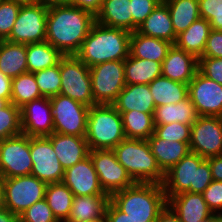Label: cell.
<instances>
[{
    "label": "cell",
    "instance_id": "obj_41",
    "mask_svg": "<svg viewBox=\"0 0 222 222\" xmlns=\"http://www.w3.org/2000/svg\"><path fill=\"white\" fill-rule=\"evenodd\" d=\"M20 8L21 4L12 0L0 3V41L9 37Z\"/></svg>",
    "mask_w": 222,
    "mask_h": 222
},
{
    "label": "cell",
    "instance_id": "obj_49",
    "mask_svg": "<svg viewBox=\"0 0 222 222\" xmlns=\"http://www.w3.org/2000/svg\"><path fill=\"white\" fill-rule=\"evenodd\" d=\"M107 222H135L128 217V214L120 211L111 201L109 202L106 210Z\"/></svg>",
    "mask_w": 222,
    "mask_h": 222
},
{
    "label": "cell",
    "instance_id": "obj_21",
    "mask_svg": "<svg viewBox=\"0 0 222 222\" xmlns=\"http://www.w3.org/2000/svg\"><path fill=\"white\" fill-rule=\"evenodd\" d=\"M62 167L66 170L89 156V147L85 137L59 134L54 132L47 137Z\"/></svg>",
    "mask_w": 222,
    "mask_h": 222
},
{
    "label": "cell",
    "instance_id": "obj_2",
    "mask_svg": "<svg viewBox=\"0 0 222 222\" xmlns=\"http://www.w3.org/2000/svg\"><path fill=\"white\" fill-rule=\"evenodd\" d=\"M130 36L129 31L95 22L75 56L88 67L125 60L129 56Z\"/></svg>",
    "mask_w": 222,
    "mask_h": 222
},
{
    "label": "cell",
    "instance_id": "obj_60",
    "mask_svg": "<svg viewBox=\"0 0 222 222\" xmlns=\"http://www.w3.org/2000/svg\"><path fill=\"white\" fill-rule=\"evenodd\" d=\"M153 1L156 2L158 5H165L168 0H153Z\"/></svg>",
    "mask_w": 222,
    "mask_h": 222
},
{
    "label": "cell",
    "instance_id": "obj_59",
    "mask_svg": "<svg viewBox=\"0 0 222 222\" xmlns=\"http://www.w3.org/2000/svg\"><path fill=\"white\" fill-rule=\"evenodd\" d=\"M86 222H107L106 215Z\"/></svg>",
    "mask_w": 222,
    "mask_h": 222
},
{
    "label": "cell",
    "instance_id": "obj_24",
    "mask_svg": "<svg viewBox=\"0 0 222 222\" xmlns=\"http://www.w3.org/2000/svg\"><path fill=\"white\" fill-rule=\"evenodd\" d=\"M147 141L153 156L164 173L191 152L189 143L165 141L154 133Z\"/></svg>",
    "mask_w": 222,
    "mask_h": 222
},
{
    "label": "cell",
    "instance_id": "obj_48",
    "mask_svg": "<svg viewBox=\"0 0 222 222\" xmlns=\"http://www.w3.org/2000/svg\"><path fill=\"white\" fill-rule=\"evenodd\" d=\"M103 0H67V4L87 10L96 15L102 6Z\"/></svg>",
    "mask_w": 222,
    "mask_h": 222
},
{
    "label": "cell",
    "instance_id": "obj_42",
    "mask_svg": "<svg viewBox=\"0 0 222 222\" xmlns=\"http://www.w3.org/2000/svg\"><path fill=\"white\" fill-rule=\"evenodd\" d=\"M19 222H59L47 204L45 198L34 203L20 216Z\"/></svg>",
    "mask_w": 222,
    "mask_h": 222
},
{
    "label": "cell",
    "instance_id": "obj_56",
    "mask_svg": "<svg viewBox=\"0 0 222 222\" xmlns=\"http://www.w3.org/2000/svg\"><path fill=\"white\" fill-rule=\"evenodd\" d=\"M15 1L16 3H19L21 5H28V4H37L38 0H12Z\"/></svg>",
    "mask_w": 222,
    "mask_h": 222
},
{
    "label": "cell",
    "instance_id": "obj_18",
    "mask_svg": "<svg viewBox=\"0 0 222 222\" xmlns=\"http://www.w3.org/2000/svg\"><path fill=\"white\" fill-rule=\"evenodd\" d=\"M62 182L72 191L74 196L107 194L100 185L90 156L67 168Z\"/></svg>",
    "mask_w": 222,
    "mask_h": 222
},
{
    "label": "cell",
    "instance_id": "obj_27",
    "mask_svg": "<svg viewBox=\"0 0 222 222\" xmlns=\"http://www.w3.org/2000/svg\"><path fill=\"white\" fill-rule=\"evenodd\" d=\"M110 195L74 196L66 222H86L106 215Z\"/></svg>",
    "mask_w": 222,
    "mask_h": 222
},
{
    "label": "cell",
    "instance_id": "obj_28",
    "mask_svg": "<svg viewBox=\"0 0 222 222\" xmlns=\"http://www.w3.org/2000/svg\"><path fill=\"white\" fill-rule=\"evenodd\" d=\"M211 30L210 23L206 19L200 17L185 31L177 35L174 45L199 59L203 55L206 41Z\"/></svg>",
    "mask_w": 222,
    "mask_h": 222
},
{
    "label": "cell",
    "instance_id": "obj_1",
    "mask_svg": "<svg viewBox=\"0 0 222 222\" xmlns=\"http://www.w3.org/2000/svg\"><path fill=\"white\" fill-rule=\"evenodd\" d=\"M96 17L69 4L48 6L46 41L62 55H75L89 34Z\"/></svg>",
    "mask_w": 222,
    "mask_h": 222
},
{
    "label": "cell",
    "instance_id": "obj_9",
    "mask_svg": "<svg viewBox=\"0 0 222 222\" xmlns=\"http://www.w3.org/2000/svg\"><path fill=\"white\" fill-rule=\"evenodd\" d=\"M46 186L45 182L32 175L6 178L3 206L20 216L34 203L45 198Z\"/></svg>",
    "mask_w": 222,
    "mask_h": 222
},
{
    "label": "cell",
    "instance_id": "obj_16",
    "mask_svg": "<svg viewBox=\"0 0 222 222\" xmlns=\"http://www.w3.org/2000/svg\"><path fill=\"white\" fill-rule=\"evenodd\" d=\"M188 97L198 116L222 117V84L197 71L188 84Z\"/></svg>",
    "mask_w": 222,
    "mask_h": 222
},
{
    "label": "cell",
    "instance_id": "obj_22",
    "mask_svg": "<svg viewBox=\"0 0 222 222\" xmlns=\"http://www.w3.org/2000/svg\"><path fill=\"white\" fill-rule=\"evenodd\" d=\"M112 105L120 114L134 110L154 113L156 108L148 84L125 85Z\"/></svg>",
    "mask_w": 222,
    "mask_h": 222
},
{
    "label": "cell",
    "instance_id": "obj_32",
    "mask_svg": "<svg viewBox=\"0 0 222 222\" xmlns=\"http://www.w3.org/2000/svg\"><path fill=\"white\" fill-rule=\"evenodd\" d=\"M155 106L177 104L188 97V84L159 76L148 84Z\"/></svg>",
    "mask_w": 222,
    "mask_h": 222
},
{
    "label": "cell",
    "instance_id": "obj_33",
    "mask_svg": "<svg viewBox=\"0 0 222 222\" xmlns=\"http://www.w3.org/2000/svg\"><path fill=\"white\" fill-rule=\"evenodd\" d=\"M73 199L72 191L63 182L47 184L45 200L59 222L67 221Z\"/></svg>",
    "mask_w": 222,
    "mask_h": 222
},
{
    "label": "cell",
    "instance_id": "obj_61",
    "mask_svg": "<svg viewBox=\"0 0 222 222\" xmlns=\"http://www.w3.org/2000/svg\"><path fill=\"white\" fill-rule=\"evenodd\" d=\"M198 222H211V218L208 220H204V221H198Z\"/></svg>",
    "mask_w": 222,
    "mask_h": 222
},
{
    "label": "cell",
    "instance_id": "obj_57",
    "mask_svg": "<svg viewBox=\"0 0 222 222\" xmlns=\"http://www.w3.org/2000/svg\"><path fill=\"white\" fill-rule=\"evenodd\" d=\"M10 102H11V99L0 98V110L5 108Z\"/></svg>",
    "mask_w": 222,
    "mask_h": 222
},
{
    "label": "cell",
    "instance_id": "obj_5",
    "mask_svg": "<svg viewBox=\"0 0 222 222\" xmlns=\"http://www.w3.org/2000/svg\"><path fill=\"white\" fill-rule=\"evenodd\" d=\"M112 150L135 183H163L165 173L160 169L147 140L126 138Z\"/></svg>",
    "mask_w": 222,
    "mask_h": 222
},
{
    "label": "cell",
    "instance_id": "obj_46",
    "mask_svg": "<svg viewBox=\"0 0 222 222\" xmlns=\"http://www.w3.org/2000/svg\"><path fill=\"white\" fill-rule=\"evenodd\" d=\"M202 194L212 213L222 214V181L213 180Z\"/></svg>",
    "mask_w": 222,
    "mask_h": 222
},
{
    "label": "cell",
    "instance_id": "obj_23",
    "mask_svg": "<svg viewBox=\"0 0 222 222\" xmlns=\"http://www.w3.org/2000/svg\"><path fill=\"white\" fill-rule=\"evenodd\" d=\"M96 22L133 32V16L130 0H103L100 11L95 15Z\"/></svg>",
    "mask_w": 222,
    "mask_h": 222
},
{
    "label": "cell",
    "instance_id": "obj_20",
    "mask_svg": "<svg viewBox=\"0 0 222 222\" xmlns=\"http://www.w3.org/2000/svg\"><path fill=\"white\" fill-rule=\"evenodd\" d=\"M198 71V59L172 45L162 62V76L189 84Z\"/></svg>",
    "mask_w": 222,
    "mask_h": 222
},
{
    "label": "cell",
    "instance_id": "obj_4",
    "mask_svg": "<svg viewBox=\"0 0 222 222\" xmlns=\"http://www.w3.org/2000/svg\"><path fill=\"white\" fill-rule=\"evenodd\" d=\"M213 181L209 161L190 152L164 175L162 183L166 198L183 193H199Z\"/></svg>",
    "mask_w": 222,
    "mask_h": 222
},
{
    "label": "cell",
    "instance_id": "obj_51",
    "mask_svg": "<svg viewBox=\"0 0 222 222\" xmlns=\"http://www.w3.org/2000/svg\"><path fill=\"white\" fill-rule=\"evenodd\" d=\"M12 79L0 71V98L11 99Z\"/></svg>",
    "mask_w": 222,
    "mask_h": 222
},
{
    "label": "cell",
    "instance_id": "obj_50",
    "mask_svg": "<svg viewBox=\"0 0 222 222\" xmlns=\"http://www.w3.org/2000/svg\"><path fill=\"white\" fill-rule=\"evenodd\" d=\"M211 169L212 179L222 181V154L207 159Z\"/></svg>",
    "mask_w": 222,
    "mask_h": 222
},
{
    "label": "cell",
    "instance_id": "obj_14",
    "mask_svg": "<svg viewBox=\"0 0 222 222\" xmlns=\"http://www.w3.org/2000/svg\"><path fill=\"white\" fill-rule=\"evenodd\" d=\"M89 156L105 193L111 196L135 184L126 169L117 161L113 150H90Z\"/></svg>",
    "mask_w": 222,
    "mask_h": 222
},
{
    "label": "cell",
    "instance_id": "obj_29",
    "mask_svg": "<svg viewBox=\"0 0 222 222\" xmlns=\"http://www.w3.org/2000/svg\"><path fill=\"white\" fill-rule=\"evenodd\" d=\"M27 44L0 41V71L13 79L22 73L28 72Z\"/></svg>",
    "mask_w": 222,
    "mask_h": 222
},
{
    "label": "cell",
    "instance_id": "obj_15",
    "mask_svg": "<svg viewBox=\"0 0 222 222\" xmlns=\"http://www.w3.org/2000/svg\"><path fill=\"white\" fill-rule=\"evenodd\" d=\"M30 156L33 163L32 176L46 184L62 182L65 170L47 137H30Z\"/></svg>",
    "mask_w": 222,
    "mask_h": 222
},
{
    "label": "cell",
    "instance_id": "obj_25",
    "mask_svg": "<svg viewBox=\"0 0 222 222\" xmlns=\"http://www.w3.org/2000/svg\"><path fill=\"white\" fill-rule=\"evenodd\" d=\"M137 31L145 36L166 40L173 45L177 39L166 4L157 5Z\"/></svg>",
    "mask_w": 222,
    "mask_h": 222
},
{
    "label": "cell",
    "instance_id": "obj_11",
    "mask_svg": "<svg viewBox=\"0 0 222 222\" xmlns=\"http://www.w3.org/2000/svg\"><path fill=\"white\" fill-rule=\"evenodd\" d=\"M47 13L48 6L43 4L21 5L6 41L20 44L46 41Z\"/></svg>",
    "mask_w": 222,
    "mask_h": 222
},
{
    "label": "cell",
    "instance_id": "obj_6",
    "mask_svg": "<svg viewBox=\"0 0 222 222\" xmlns=\"http://www.w3.org/2000/svg\"><path fill=\"white\" fill-rule=\"evenodd\" d=\"M85 139L90 150H112L126 139L122 116L113 105L89 107Z\"/></svg>",
    "mask_w": 222,
    "mask_h": 222
},
{
    "label": "cell",
    "instance_id": "obj_7",
    "mask_svg": "<svg viewBox=\"0 0 222 222\" xmlns=\"http://www.w3.org/2000/svg\"><path fill=\"white\" fill-rule=\"evenodd\" d=\"M60 76L61 95L88 107L96 105L92 95L90 68L84 62L75 55L63 56L60 59Z\"/></svg>",
    "mask_w": 222,
    "mask_h": 222
},
{
    "label": "cell",
    "instance_id": "obj_45",
    "mask_svg": "<svg viewBox=\"0 0 222 222\" xmlns=\"http://www.w3.org/2000/svg\"><path fill=\"white\" fill-rule=\"evenodd\" d=\"M131 14L133 16V32L144 22L158 5L153 0H130Z\"/></svg>",
    "mask_w": 222,
    "mask_h": 222
},
{
    "label": "cell",
    "instance_id": "obj_8",
    "mask_svg": "<svg viewBox=\"0 0 222 222\" xmlns=\"http://www.w3.org/2000/svg\"><path fill=\"white\" fill-rule=\"evenodd\" d=\"M89 68L94 103L112 105L126 85L124 60L107 61Z\"/></svg>",
    "mask_w": 222,
    "mask_h": 222
},
{
    "label": "cell",
    "instance_id": "obj_43",
    "mask_svg": "<svg viewBox=\"0 0 222 222\" xmlns=\"http://www.w3.org/2000/svg\"><path fill=\"white\" fill-rule=\"evenodd\" d=\"M200 17L206 19L212 30H222V0H198Z\"/></svg>",
    "mask_w": 222,
    "mask_h": 222
},
{
    "label": "cell",
    "instance_id": "obj_37",
    "mask_svg": "<svg viewBox=\"0 0 222 222\" xmlns=\"http://www.w3.org/2000/svg\"><path fill=\"white\" fill-rule=\"evenodd\" d=\"M34 73L25 72L12 79L11 102L21 108L26 103L42 98Z\"/></svg>",
    "mask_w": 222,
    "mask_h": 222
},
{
    "label": "cell",
    "instance_id": "obj_40",
    "mask_svg": "<svg viewBox=\"0 0 222 222\" xmlns=\"http://www.w3.org/2000/svg\"><path fill=\"white\" fill-rule=\"evenodd\" d=\"M154 134L165 141L189 143L191 125L178 122L155 125Z\"/></svg>",
    "mask_w": 222,
    "mask_h": 222
},
{
    "label": "cell",
    "instance_id": "obj_31",
    "mask_svg": "<svg viewBox=\"0 0 222 222\" xmlns=\"http://www.w3.org/2000/svg\"><path fill=\"white\" fill-rule=\"evenodd\" d=\"M153 117L155 125L171 124L174 122L192 125L199 116L192 101L187 97L177 104L157 106Z\"/></svg>",
    "mask_w": 222,
    "mask_h": 222
},
{
    "label": "cell",
    "instance_id": "obj_44",
    "mask_svg": "<svg viewBox=\"0 0 222 222\" xmlns=\"http://www.w3.org/2000/svg\"><path fill=\"white\" fill-rule=\"evenodd\" d=\"M198 71L218 84H222V58H199Z\"/></svg>",
    "mask_w": 222,
    "mask_h": 222
},
{
    "label": "cell",
    "instance_id": "obj_34",
    "mask_svg": "<svg viewBox=\"0 0 222 222\" xmlns=\"http://www.w3.org/2000/svg\"><path fill=\"white\" fill-rule=\"evenodd\" d=\"M63 56L47 41L27 44L28 72L34 73L55 66Z\"/></svg>",
    "mask_w": 222,
    "mask_h": 222
},
{
    "label": "cell",
    "instance_id": "obj_53",
    "mask_svg": "<svg viewBox=\"0 0 222 222\" xmlns=\"http://www.w3.org/2000/svg\"><path fill=\"white\" fill-rule=\"evenodd\" d=\"M0 222H19V216L13 214L3 206L0 207Z\"/></svg>",
    "mask_w": 222,
    "mask_h": 222
},
{
    "label": "cell",
    "instance_id": "obj_36",
    "mask_svg": "<svg viewBox=\"0 0 222 222\" xmlns=\"http://www.w3.org/2000/svg\"><path fill=\"white\" fill-rule=\"evenodd\" d=\"M153 114L136 110L123 112L121 116L126 138L142 140L150 138L155 129Z\"/></svg>",
    "mask_w": 222,
    "mask_h": 222
},
{
    "label": "cell",
    "instance_id": "obj_39",
    "mask_svg": "<svg viewBox=\"0 0 222 222\" xmlns=\"http://www.w3.org/2000/svg\"><path fill=\"white\" fill-rule=\"evenodd\" d=\"M22 133L20 108L10 102L0 110V140Z\"/></svg>",
    "mask_w": 222,
    "mask_h": 222
},
{
    "label": "cell",
    "instance_id": "obj_13",
    "mask_svg": "<svg viewBox=\"0 0 222 222\" xmlns=\"http://www.w3.org/2000/svg\"><path fill=\"white\" fill-rule=\"evenodd\" d=\"M190 150L205 159L222 154V117L199 116L191 125Z\"/></svg>",
    "mask_w": 222,
    "mask_h": 222
},
{
    "label": "cell",
    "instance_id": "obj_35",
    "mask_svg": "<svg viewBox=\"0 0 222 222\" xmlns=\"http://www.w3.org/2000/svg\"><path fill=\"white\" fill-rule=\"evenodd\" d=\"M166 5L176 35L200 18L198 0H168Z\"/></svg>",
    "mask_w": 222,
    "mask_h": 222
},
{
    "label": "cell",
    "instance_id": "obj_10",
    "mask_svg": "<svg viewBox=\"0 0 222 222\" xmlns=\"http://www.w3.org/2000/svg\"><path fill=\"white\" fill-rule=\"evenodd\" d=\"M54 132L85 137L89 107L61 94L50 97Z\"/></svg>",
    "mask_w": 222,
    "mask_h": 222
},
{
    "label": "cell",
    "instance_id": "obj_47",
    "mask_svg": "<svg viewBox=\"0 0 222 222\" xmlns=\"http://www.w3.org/2000/svg\"><path fill=\"white\" fill-rule=\"evenodd\" d=\"M202 57L222 58V30H211Z\"/></svg>",
    "mask_w": 222,
    "mask_h": 222
},
{
    "label": "cell",
    "instance_id": "obj_52",
    "mask_svg": "<svg viewBox=\"0 0 222 222\" xmlns=\"http://www.w3.org/2000/svg\"><path fill=\"white\" fill-rule=\"evenodd\" d=\"M155 222H181L179 217L173 210L166 205V207L159 213Z\"/></svg>",
    "mask_w": 222,
    "mask_h": 222
},
{
    "label": "cell",
    "instance_id": "obj_26",
    "mask_svg": "<svg viewBox=\"0 0 222 222\" xmlns=\"http://www.w3.org/2000/svg\"><path fill=\"white\" fill-rule=\"evenodd\" d=\"M172 45L166 40L145 36L136 30L130 36L129 54L162 63Z\"/></svg>",
    "mask_w": 222,
    "mask_h": 222
},
{
    "label": "cell",
    "instance_id": "obj_3",
    "mask_svg": "<svg viewBox=\"0 0 222 222\" xmlns=\"http://www.w3.org/2000/svg\"><path fill=\"white\" fill-rule=\"evenodd\" d=\"M110 201L135 222H155L167 205L163 186L156 183H135L113 193Z\"/></svg>",
    "mask_w": 222,
    "mask_h": 222
},
{
    "label": "cell",
    "instance_id": "obj_58",
    "mask_svg": "<svg viewBox=\"0 0 222 222\" xmlns=\"http://www.w3.org/2000/svg\"><path fill=\"white\" fill-rule=\"evenodd\" d=\"M211 222H222V214H214L211 217Z\"/></svg>",
    "mask_w": 222,
    "mask_h": 222
},
{
    "label": "cell",
    "instance_id": "obj_38",
    "mask_svg": "<svg viewBox=\"0 0 222 222\" xmlns=\"http://www.w3.org/2000/svg\"><path fill=\"white\" fill-rule=\"evenodd\" d=\"M34 77L43 97L50 98L60 94V60L55 66L34 72Z\"/></svg>",
    "mask_w": 222,
    "mask_h": 222
},
{
    "label": "cell",
    "instance_id": "obj_54",
    "mask_svg": "<svg viewBox=\"0 0 222 222\" xmlns=\"http://www.w3.org/2000/svg\"><path fill=\"white\" fill-rule=\"evenodd\" d=\"M39 4H43L46 6L58 5V4H66L67 0H38Z\"/></svg>",
    "mask_w": 222,
    "mask_h": 222
},
{
    "label": "cell",
    "instance_id": "obj_17",
    "mask_svg": "<svg viewBox=\"0 0 222 222\" xmlns=\"http://www.w3.org/2000/svg\"><path fill=\"white\" fill-rule=\"evenodd\" d=\"M21 130L29 137H48L54 133L52 105L49 97L26 103L20 108Z\"/></svg>",
    "mask_w": 222,
    "mask_h": 222
},
{
    "label": "cell",
    "instance_id": "obj_19",
    "mask_svg": "<svg viewBox=\"0 0 222 222\" xmlns=\"http://www.w3.org/2000/svg\"><path fill=\"white\" fill-rule=\"evenodd\" d=\"M167 205L181 222H198L210 219L214 214L206 204L203 194L183 192L167 199Z\"/></svg>",
    "mask_w": 222,
    "mask_h": 222
},
{
    "label": "cell",
    "instance_id": "obj_12",
    "mask_svg": "<svg viewBox=\"0 0 222 222\" xmlns=\"http://www.w3.org/2000/svg\"><path fill=\"white\" fill-rule=\"evenodd\" d=\"M30 137L19 134L0 140V175L6 178L31 175Z\"/></svg>",
    "mask_w": 222,
    "mask_h": 222
},
{
    "label": "cell",
    "instance_id": "obj_30",
    "mask_svg": "<svg viewBox=\"0 0 222 222\" xmlns=\"http://www.w3.org/2000/svg\"><path fill=\"white\" fill-rule=\"evenodd\" d=\"M125 84H150L162 75V63L148 59L132 57L124 60Z\"/></svg>",
    "mask_w": 222,
    "mask_h": 222
},
{
    "label": "cell",
    "instance_id": "obj_55",
    "mask_svg": "<svg viewBox=\"0 0 222 222\" xmlns=\"http://www.w3.org/2000/svg\"><path fill=\"white\" fill-rule=\"evenodd\" d=\"M4 201V178L0 175V207H3Z\"/></svg>",
    "mask_w": 222,
    "mask_h": 222
}]
</instances>
